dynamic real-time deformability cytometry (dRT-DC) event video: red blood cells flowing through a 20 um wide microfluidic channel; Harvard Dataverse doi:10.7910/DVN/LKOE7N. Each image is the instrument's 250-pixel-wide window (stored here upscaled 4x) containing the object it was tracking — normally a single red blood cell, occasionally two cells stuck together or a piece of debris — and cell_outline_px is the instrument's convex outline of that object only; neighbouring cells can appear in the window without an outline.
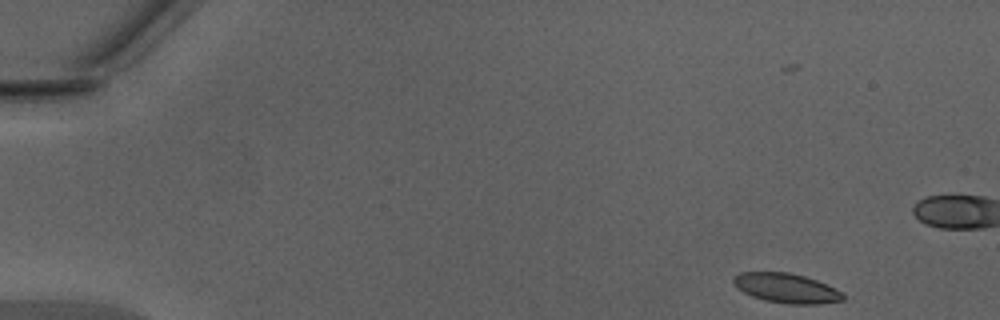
{"species": "Egyptian fruit bat (a non-hibernating species)", "species_latin": "Rousettus aegyptiacus", "temperature_condition": "warm", "stored_images_in_passage": 11, "camera_frame_rate_fps": 3000, "um_per_image_px": 0.085, "animal": {"sex": "male"}, "frame": {"image": 1, "passage_image": 1, "time_ms": 0.0, "image_size_px": [1000, 320], "cell_outline_px": [[844, 300], [820, 304], [788, 304], [764, 300], [752, 296], [736, 288], [732, 284], [732, 276], [740, 272], [788, 272], [804, 276], [816, 280], [840, 292], [844, 296]], "centroid_in_image_um": [66.76, 24.49], "position_along_channel_um": 18.2, "area_um2": 18.84}}